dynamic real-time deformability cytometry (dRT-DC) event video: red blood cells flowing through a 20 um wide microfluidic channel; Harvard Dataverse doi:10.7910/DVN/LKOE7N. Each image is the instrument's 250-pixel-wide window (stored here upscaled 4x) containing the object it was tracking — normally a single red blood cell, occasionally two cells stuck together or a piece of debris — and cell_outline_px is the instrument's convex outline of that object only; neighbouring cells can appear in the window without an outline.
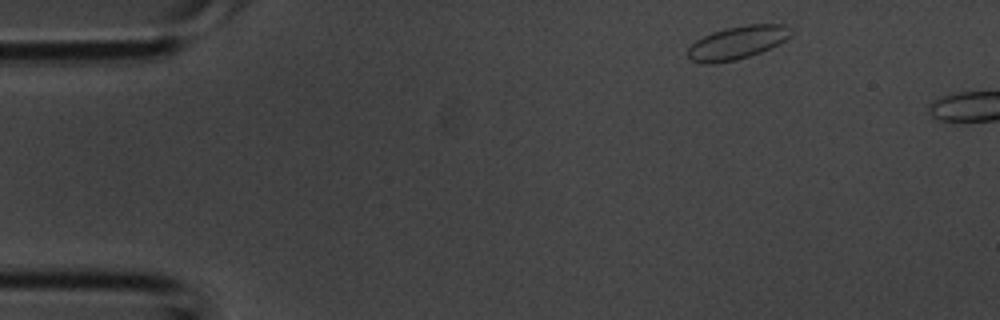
{"species": "common noctule bat (a hibernating species)", "species_latin": "Nyctalus noctula", "temperature_condition": "room temperature", "stored_images_in_passage": 2, "camera_frame_rate_fps": 3000, "um_per_image_px": 0.085, "animal": {"sex": "male", "body_mass_g": 20.1, "forearm_length_mm": 53.5}, "frame": {"image": 1, "passage_image": 2, "time_ms": 0.333, "image_size_px": [1000, 320], "cell_outline_px": [[792, 32], [784, 40], [760, 52], [736, 60], [712, 64], [704, 64], [688, 60], [688, 48], [696, 40], [712, 32], [724, 28], [744, 24], [788, 24], [792, 28]], "centroid_in_image_um": [62.63, 3.61], "position_along_channel_um": 22.4, "area_um2": 19.94}}